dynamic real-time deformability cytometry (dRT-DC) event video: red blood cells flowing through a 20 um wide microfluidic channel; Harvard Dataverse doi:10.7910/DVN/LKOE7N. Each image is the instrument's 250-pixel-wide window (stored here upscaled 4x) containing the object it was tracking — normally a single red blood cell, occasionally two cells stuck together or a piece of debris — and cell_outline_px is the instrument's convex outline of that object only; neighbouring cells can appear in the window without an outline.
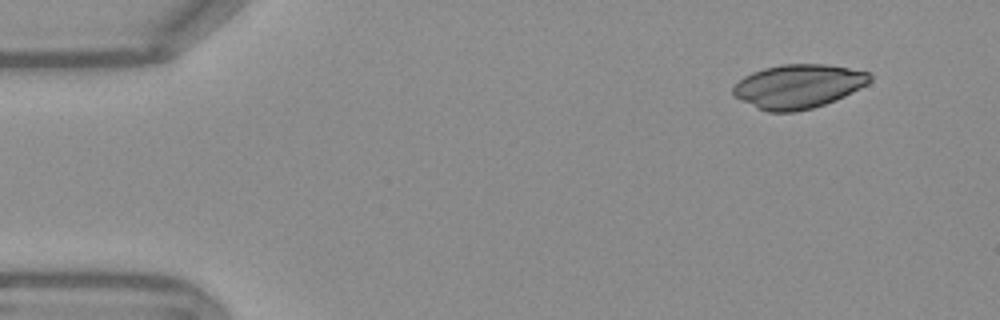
{"species": "Egyptian fruit bat (a non-hibernating species)", "species_latin": "Rousettus aegyptiacus", "temperature_condition": "warm", "stored_images_in_passage": 49, "camera_frame_rate_fps": 3000, "um_per_image_px": 0.085, "frame": {"image": 1, "passage_image": 1, "time_ms": 0.0, "image_size_px": [1000, 320], "cell_outline_px": [[872, 80], [868, 84], [844, 96], [824, 104], [812, 108], [792, 112], [768, 112], [740, 100], [732, 96], [732, 88], [744, 76], [752, 72], [764, 68], [780, 64], [824, 64], [848, 68], [868, 72], [872, 76]], "centroid_in_image_um": [67.83, 7.33], "position_along_channel_um": 17.2, "area_um2": 34.91}}
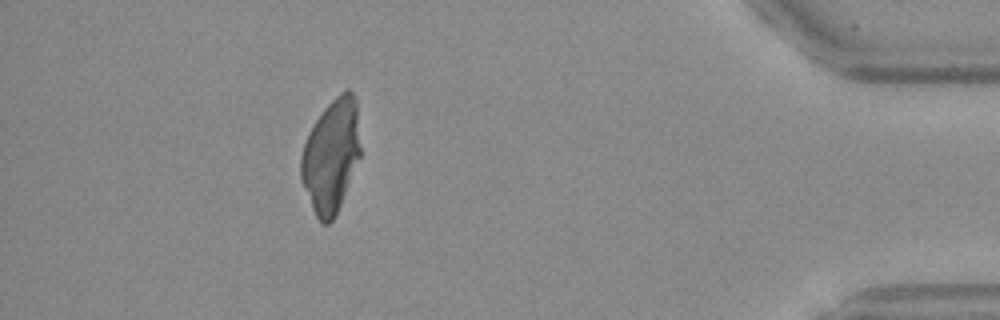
{"frame": {"image": 2, "passage_image": 44, "time_ms": 14.333, "image_size_px": [1000, 320], "cell_outline_px": [[360, 156], [336, 216], [328, 224], [320, 224], [312, 208], [300, 180], [300, 156], [304, 144], [316, 120], [324, 108], [344, 88], [348, 88], [352, 92], [356, 100], [360, 148]], "centroid_in_image_um": [28.13, 13.27], "position_along_channel_um": 407.1, "area_um2": 39.19}}